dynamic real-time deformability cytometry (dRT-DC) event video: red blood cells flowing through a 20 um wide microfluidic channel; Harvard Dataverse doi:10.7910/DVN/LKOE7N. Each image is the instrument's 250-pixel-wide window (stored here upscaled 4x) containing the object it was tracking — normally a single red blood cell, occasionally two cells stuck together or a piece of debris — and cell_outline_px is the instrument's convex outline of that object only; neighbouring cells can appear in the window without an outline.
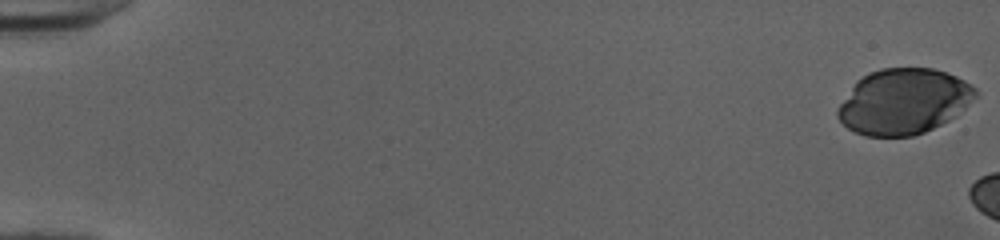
{"species": "human", "species_latin": "Homo sapiens", "temperature_condition": "cold", "stored_images_in_passage": 6, "camera_frame_rate_fps": 3000, "um_per_image_px": 0.085, "donor": {"sex": "female"}, "frame": {"image": 1, "passage_image": 1, "time_ms": 0.0, "image_size_px": [1000, 240], "cell_outline_px": [[976, 96], [956, 116], [924, 132], [912, 136], [864, 136], [848, 128], [836, 116], [836, 108], [856, 80], [868, 72], [880, 68], [932, 68], [956, 76], [972, 84], [976, 88]], "centroid_in_image_um": [76.77, 8.62], "position_along_channel_um": 8.2, "area_um2": 52.6}}